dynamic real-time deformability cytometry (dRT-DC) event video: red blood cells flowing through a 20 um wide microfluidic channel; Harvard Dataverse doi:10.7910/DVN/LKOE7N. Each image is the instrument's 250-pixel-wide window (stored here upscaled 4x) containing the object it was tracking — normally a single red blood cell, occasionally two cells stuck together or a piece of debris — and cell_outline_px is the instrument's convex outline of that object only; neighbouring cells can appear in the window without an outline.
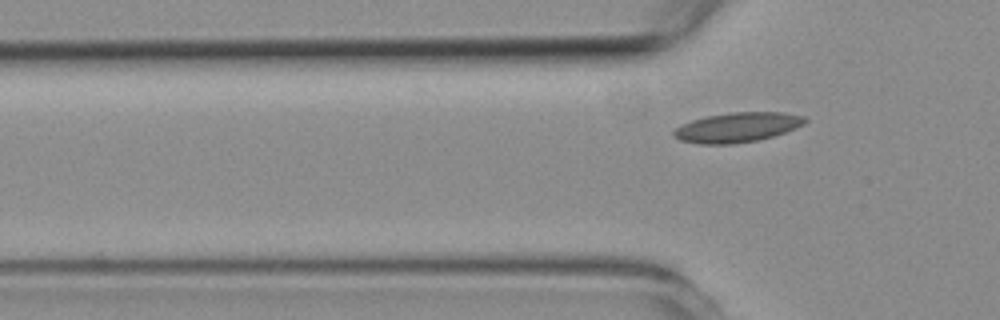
{"species": "common noctule bat (a hibernating species)", "species_latin": "Nyctalus noctula", "temperature_condition": "room temperature", "stored_images_in_passage": 6, "camera_frame_rate_fps": 3000, "um_per_image_px": 0.085, "animal": {"sex": "female", "body_mass_g": 19.3, "forearm_length_mm": 54.1}, "frame": {"image": 1, "passage_image": 6, "time_ms": 7.333, "image_size_px": [1000, 320], "cell_outline_px": [[808, 120], [804, 124], [796, 128], [772, 136], [756, 140], [732, 144], [696, 144], [680, 140], [672, 136], [672, 132], [676, 128], [692, 120], [708, 116], [732, 112], [784, 112], [804, 116]], "centroid_in_image_um": [62.67, 10.82], "position_along_channel_um": 63.1, "area_um2": 22.66}}